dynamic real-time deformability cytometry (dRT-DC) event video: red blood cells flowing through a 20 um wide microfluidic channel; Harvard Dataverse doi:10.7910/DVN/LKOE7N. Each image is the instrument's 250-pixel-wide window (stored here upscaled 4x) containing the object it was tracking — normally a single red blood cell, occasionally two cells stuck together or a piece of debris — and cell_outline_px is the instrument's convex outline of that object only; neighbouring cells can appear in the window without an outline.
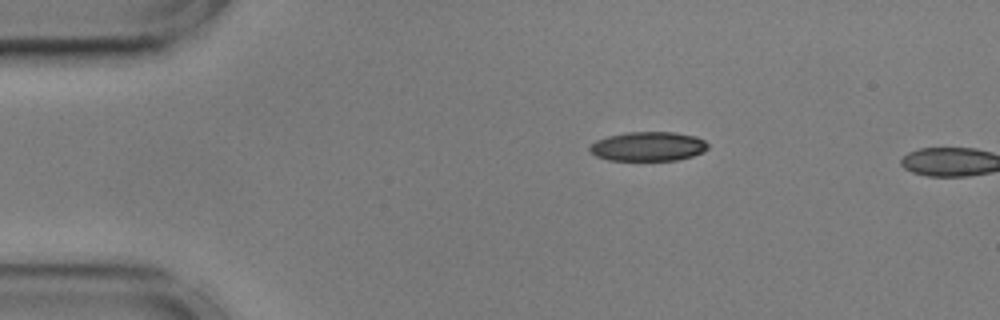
{"species": "common noctule bat (a hibernating species)", "species_latin": "Nyctalus noctula", "temperature_condition": "cold", "stored_images_in_passage": 2, "camera_frame_rate_fps": 3000, "um_per_image_px": 0.085, "animal": {"sex": "male", "body_mass_g": 17.9, "forearm_length_mm": 54.2}, "frame": {"image": 1, "passage_image": 1, "time_ms": 0.0, "image_size_px": [1000, 320], "cell_outline_px": [[708, 148], [704, 152], [692, 156], [676, 160], [608, 160], [596, 156], [588, 148], [596, 140], [608, 136], [628, 132], [676, 132], [696, 136], [704, 140], [708, 144]], "centroid_in_image_um": [55.12, 12.44], "position_along_channel_um": 29.9, "area_um2": 20.17}}